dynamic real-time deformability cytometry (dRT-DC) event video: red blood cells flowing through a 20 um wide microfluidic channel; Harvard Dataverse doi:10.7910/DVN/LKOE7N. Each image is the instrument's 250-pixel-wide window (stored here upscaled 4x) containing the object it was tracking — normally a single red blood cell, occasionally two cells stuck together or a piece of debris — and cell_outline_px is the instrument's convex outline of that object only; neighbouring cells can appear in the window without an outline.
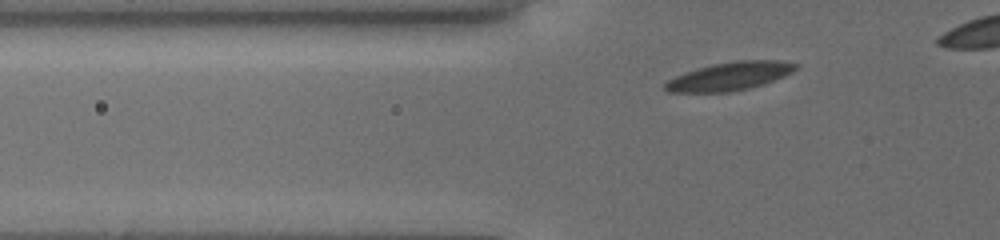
{"species": "common noctule bat (a hibernating species)", "species_latin": "Nyctalus noctula", "temperature_condition": "cold", "stored_images_in_passage": 34, "camera_frame_rate_fps": 3000, "um_per_image_px": 0.085, "animal": {"sex": "female", "body_mass_g": 19.5, "forearm_length_mm": 54.1}, "frame": {"image": 1, "passage_image": 2, "time_ms": 0.333, "image_size_px": [1000, 240], "cell_outline_px": [[796, 68], [792, 72], [784, 76], [764, 84], [748, 88], [728, 92], [668, 92], [664, 88], [664, 84], [668, 80], [684, 72], [696, 68], [712, 64], [736, 60], [780, 60], [796, 64]], "centroid_in_image_um": [62.0, 6.47], "position_along_channel_um": 63.8, "area_um2": 21.44}}
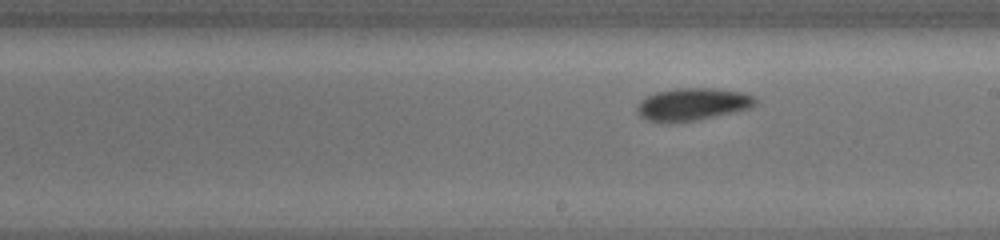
{"frame": {"image": 2, "passage_image": 16, "time_ms": 5.0, "image_size_px": [1000, 240], "cell_outline_px": [[760, 100], [756, 104], [748, 108], [732, 112], [692, 120], [648, 120], [640, 116], [636, 112], [636, 104], [640, 100], [656, 92], [676, 88], [712, 88], [744, 92], [756, 96]], "centroid_in_image_um": [58.9, 8.81], "position_along_channel_um": 230.1, "area_um2": 21.85}}
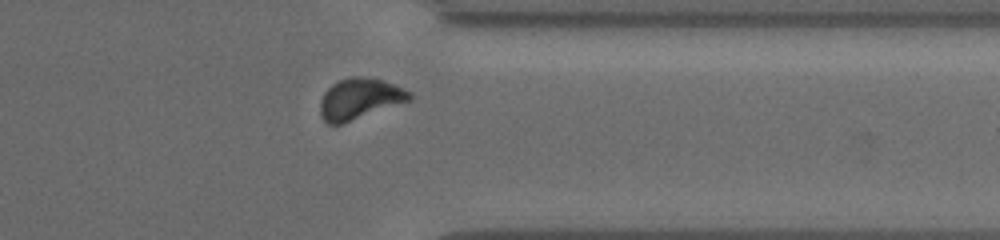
{"frame": {"image": 3, "passage_image": 29, "time_ms": 9.0, "image_size_px": [1000, 240], "cell_outline_px": [[412, 100], [340, 124], [328, 124], [324, 120], [320, 112], [320, 100], [324, 92], [332, 84], [340, 80], [352, 76], [360, 76], [384, 80], [404, 88], [412, 92]], "centroid_in_image_um": [30.59, 8.38], "position_along_channel_um": 380.8, "area_um2": 21.27}}